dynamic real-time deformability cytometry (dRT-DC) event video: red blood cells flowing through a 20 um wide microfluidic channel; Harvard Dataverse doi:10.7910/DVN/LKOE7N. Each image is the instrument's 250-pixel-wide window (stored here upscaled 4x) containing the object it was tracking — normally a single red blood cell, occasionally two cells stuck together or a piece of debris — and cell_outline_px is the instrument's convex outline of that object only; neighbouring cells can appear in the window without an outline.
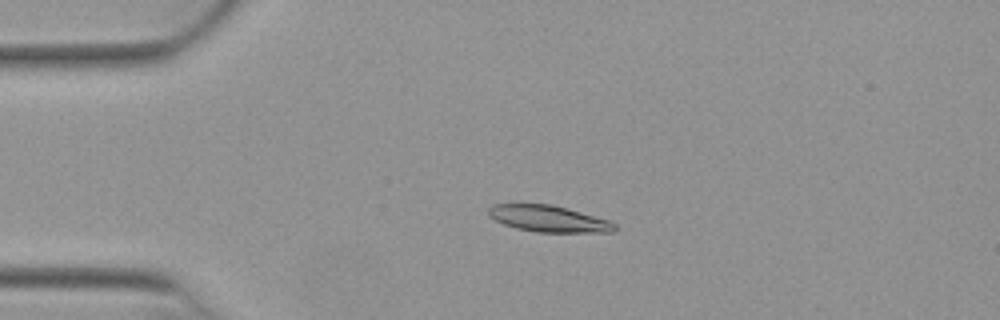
{"species": "Egyptian fruit bat (a non-hibernating species)", "species_latin": "Rousettus aegyptiacus", "temperature_condition": "warm", "stored_images_in_passage": 49, "camera_frame_rate_fps": 3000, "um_per_image_px": 0.085, "animal": {"sex": "female"}, "frame": {"image": 1, "passage_image": 9, "time_ms": 2.667, "image_size_px": [1000, 320], "cell_outline_px": [[616, 228], [612, 232], [536, 232], [516, 228], [504, 224], [488, 216], [488, 208], [492, 204], [552, 204], [568, 208], [608, 220], [616, 224]], "centroid_in_image_um": [46.61, 18.58], "position_along_channel_um": 38.4, "area_um2": 19.42}}
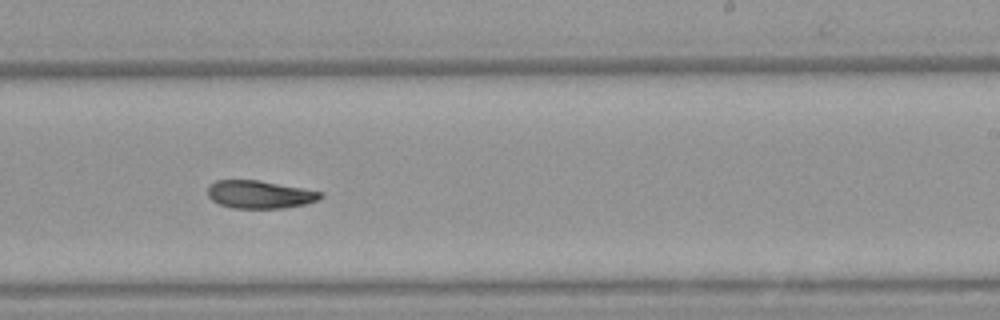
{"frame": {"image": 2, "passage_image": 29, "time_ms": 9.333, "image_size_px": [1000, 320], "cell_outline_px": [[324, 196], [320, 200], [304, 204], [284, 208], [232, 208], [220, 204], [212, 200], [208, 196], [208, 184], [216, 180], [256, 180], [324, 192]], "centroid_in_image_um": [22.08, 16.53], "position_along_channel_um": 266.9, "area_um2": 18.32}}
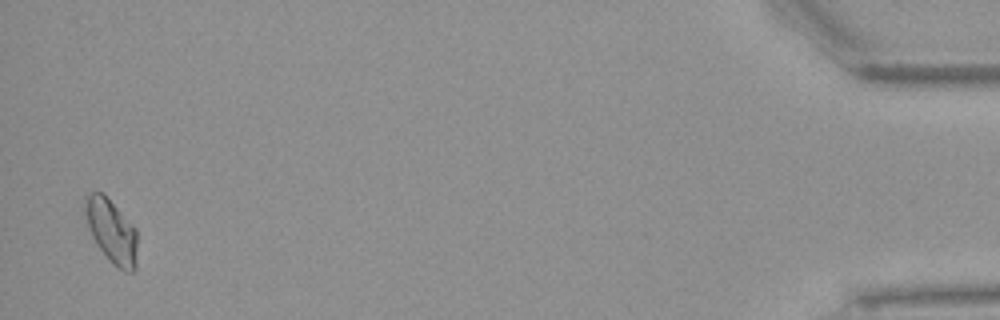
{"frame": {"image": 3, "passage_image": 48, "time_ms": 15.667, "image_size_px": [1000, 320], "cell_outline_px": [[136, 268], [132, 272], [124, 272], [116, 268], [112, 264], [96, 244], [92, 236], [84, 212], [84, 200], [92, 192], [104, 192], [136, 228]], "centroid_in_image_um": [9.48, 19.65], "position_along_channel_um": 425.7, "area_um2": 19.54}}